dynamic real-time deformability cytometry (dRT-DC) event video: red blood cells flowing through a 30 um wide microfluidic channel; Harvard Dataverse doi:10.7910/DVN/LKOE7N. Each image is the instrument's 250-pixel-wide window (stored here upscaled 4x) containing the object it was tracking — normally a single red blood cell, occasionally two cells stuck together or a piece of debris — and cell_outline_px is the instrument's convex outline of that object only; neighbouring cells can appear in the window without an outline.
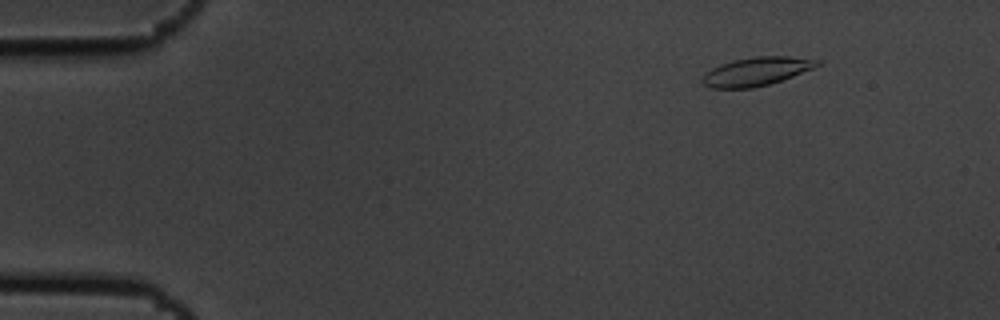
{"species": "common noctule bat (a hibernating species)", "species_latin": "Nyctalus noctula", "temperature_condition": "cold", "stored_images_in_passage": 6, "camera_frame_rate_fps": 3000, "um_per_image_px": 0.085, "animal": {"sex": "male", "body_mass_g": 19.5, "forearm_length_mm": 54.6}, "frame": {"image": 1, "passage_image": 2, "time_ms": 0.333, "image_size_px": [1000, 320], "cell_outline_px": [[820, 64], [812, 68], [792, 76], [768, 84], [752, 88], [712, 88], [704, 84], [700, 80], [712, 68], [720, 64], [736, 60], [756, 56], [788, 56], [820, 60]], "centroid_in_image_um": [64.28, 6.07], "position_along_channel_um": 20.7, "area_um2": 18.67}}
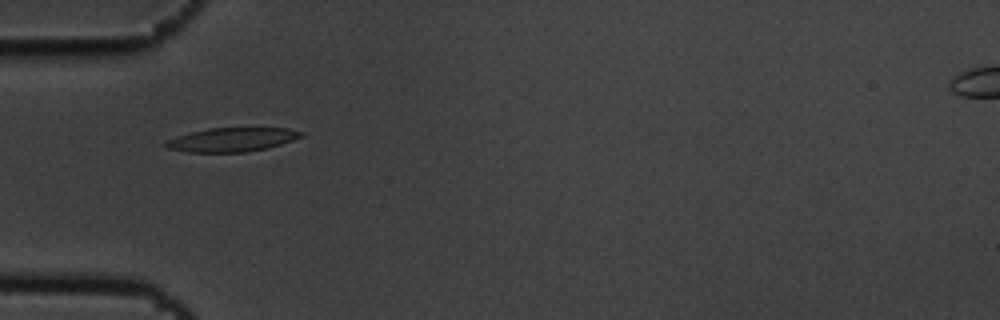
{"frame": {"image": 2, "passage_image": 5, "time_ms": 1.333, "image_size_px": [1000, 320], "cell_outline_px": [[304, 136], [268, 148], [244, 152], [188, 152], [168, 148], [164, 144], [168, 140], [176, 136], [208, 128], [288, 128], [304, 132]], "centroid_in_image_um": [19.74, 11.86], "position_along_channel_um": 65.3, "area_um2": 18.73}}
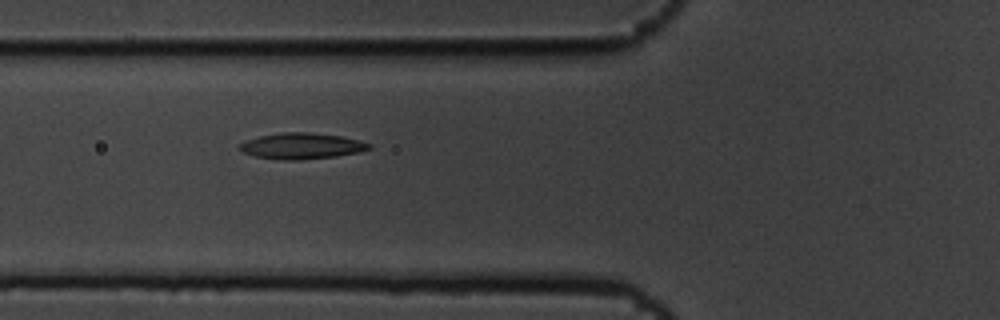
{"frame": {"image": 3, "passage_image": 6, "time_ms": 1.667, "image_size_px": [1000, 320], "cell_outline_px": [[372, 148], [360, 152], [336, 156], [300, 160], [284, 160], [256, 156], [244, 152], [236, 148], [244, 140], [260, 136], [280, 132], [308, 132], [344, 136], [360, 140], [372, 144]], "centroid_in_image_um": [25.66, 12.4], "position_along_channel_um": 100.1, "area_um2": 19.83}}